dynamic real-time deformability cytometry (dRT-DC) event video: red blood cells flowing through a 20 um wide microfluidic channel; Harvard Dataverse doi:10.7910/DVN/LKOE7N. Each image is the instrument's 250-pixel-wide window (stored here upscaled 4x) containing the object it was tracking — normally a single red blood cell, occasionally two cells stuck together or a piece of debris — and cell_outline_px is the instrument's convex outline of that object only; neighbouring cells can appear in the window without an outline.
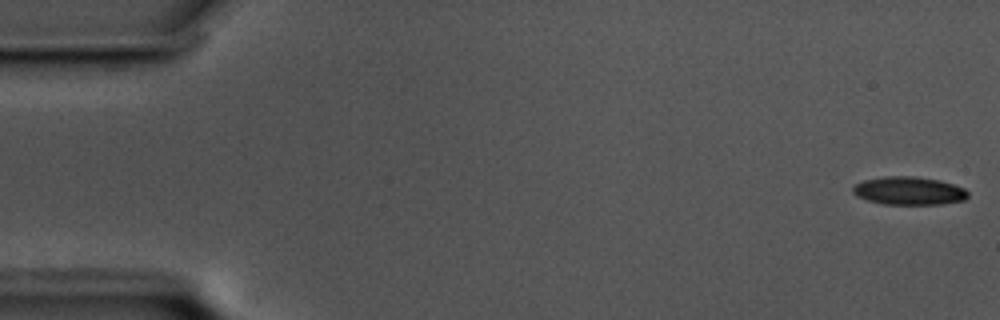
{"species": "common noctule bat (a hibernating species)", "species_latin": "Nyctalus noctula", "temperature_condition": "cold", "stored_images_in_passage": 10, "camera_frame_rate_fps": 3000, "um_per_image_px": 0.085, "animal": {"sex": "male", "body_mass_g": 17.5, "forearm_length_mm": 52.3}, "frame": {"image": 1, "passage_image": 1, "time_ms": 0.0, "image_size_px": [1000, 320], "cell_outline_px": [[968, 196], [964, 200], [940, 204], [884, 204], [868, 200], [856, 196], [852, 192], [852, 188], [856, 184], [864, 180], [888, 176], [912, 176], [940, 180], [964, 188], [968, 192]], "centroid_in_image_um": [77.26, 16.22], "position_along_channel_um": 7.7, "area_um2": 18.73}}